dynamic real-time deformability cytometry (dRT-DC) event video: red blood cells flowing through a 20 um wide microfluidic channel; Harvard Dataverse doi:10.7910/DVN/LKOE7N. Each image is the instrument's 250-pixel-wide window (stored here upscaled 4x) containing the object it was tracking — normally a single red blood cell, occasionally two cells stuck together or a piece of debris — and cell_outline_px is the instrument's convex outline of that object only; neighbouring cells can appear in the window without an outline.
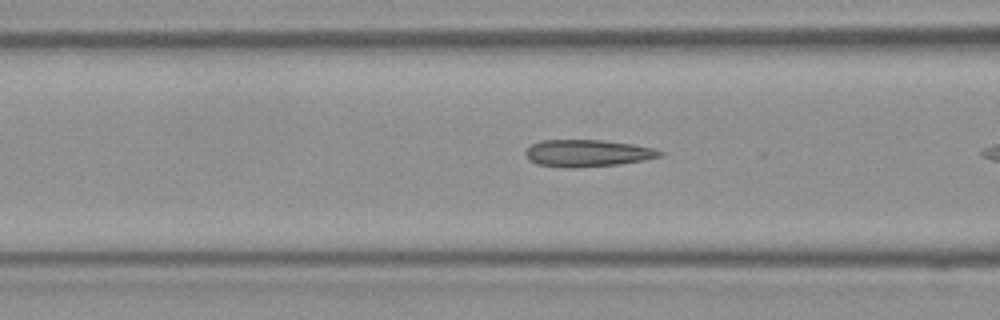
{"species": "Egyptian fruit bat (a non-hibernating species)", "species_latin": "Rousettus aegyptiacus", "temperature_condition": "room temperature", "stored_images_in_passage": 7, "camera_frame_rate_fps": 3000, "um_per_image_px": 0.085, "frame": {"image": 1, "passage_image": 6, "time_ms": 1.667, "image_size_px": [1000, 320], "cell_outline_px": [[664, 156], [644, 160], [620, 164], [572, 168], [568, 168], [536, 164], [528, 160], [524, 152], [532, 144], [540, 140], [600, 140], [632, 144], [652, 148], [664, 152]], "centroid_in_image_um": [49.92, 13.02], "position_along_channel_um": 116.7, "area_um2": 21.21}}